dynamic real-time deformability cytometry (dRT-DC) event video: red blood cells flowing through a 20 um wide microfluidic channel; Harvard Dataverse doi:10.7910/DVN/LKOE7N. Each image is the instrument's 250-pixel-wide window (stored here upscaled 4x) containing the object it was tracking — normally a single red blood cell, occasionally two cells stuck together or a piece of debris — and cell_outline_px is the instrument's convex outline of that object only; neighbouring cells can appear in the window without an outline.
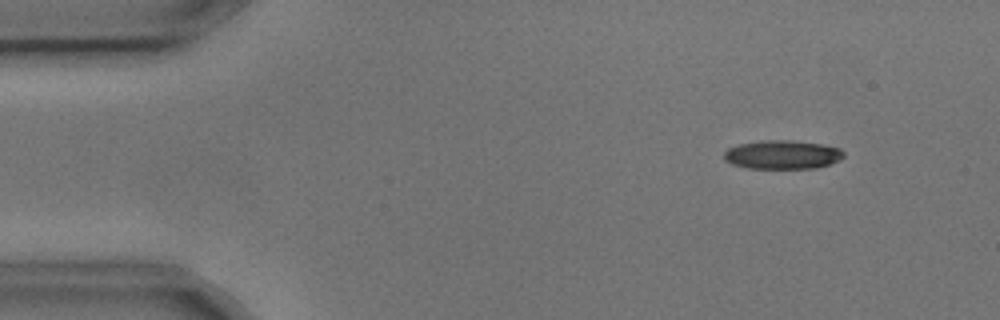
{"species": "common noctule bat (a hibernating species)", "species_latin": "Nyctalus noctula", "temperature_condition": "cold", "stored_images_in_passage": 4, "camera_frame_rate_fps": 3000, "um_per_image_px": 0.085, "animal": {"sex": "male", "body_mass_g": 17.9, "forearm_length_mm": 54.2}, "frame": {"image": 1, "passage_image": 2, "time_ms": 0.333, "image_size_px": [1000, 320], "cell_outline_px": [[844, 156], [840, 160], [816, 168], [748, 168], [732, 164], [724, 160], [724, 152], [728, 148], [740, 144], [764, 140], [792, 140], [820, 144], [840, 148], [844, 152]], "centroid_in_image_um": [66.5, 13.14], "position_along_channel_um": 18.5, "area_um2": 20.0}}
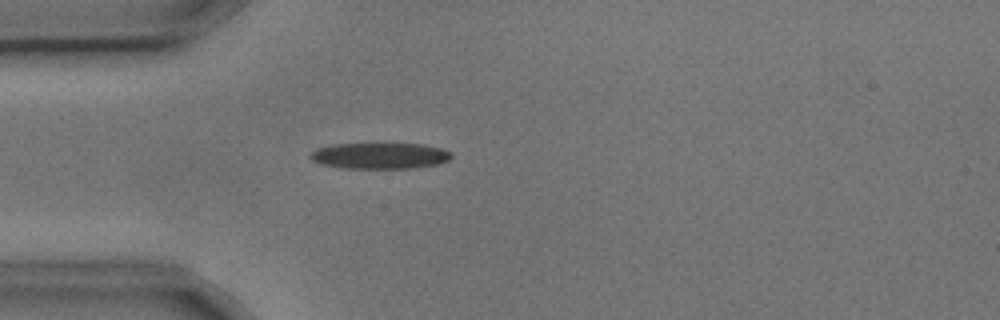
{"frame": {"image": 2, "passage_image": 4, "time_ms": 1.0, "image_size_px": [1000, 320], "cell_outline_px": [[452, 156], [448, 160], [436, 164], [416, 168], [344, 168], [320, 164], [312, 160], [308, 156], [316, 148], [332, 144], [420, 144], [440, 148], [452, 152]], "centroid_in_image_um": [32.26, 13.24], "position_along_channel_um": 52.7, "area_um2": 21.39}}